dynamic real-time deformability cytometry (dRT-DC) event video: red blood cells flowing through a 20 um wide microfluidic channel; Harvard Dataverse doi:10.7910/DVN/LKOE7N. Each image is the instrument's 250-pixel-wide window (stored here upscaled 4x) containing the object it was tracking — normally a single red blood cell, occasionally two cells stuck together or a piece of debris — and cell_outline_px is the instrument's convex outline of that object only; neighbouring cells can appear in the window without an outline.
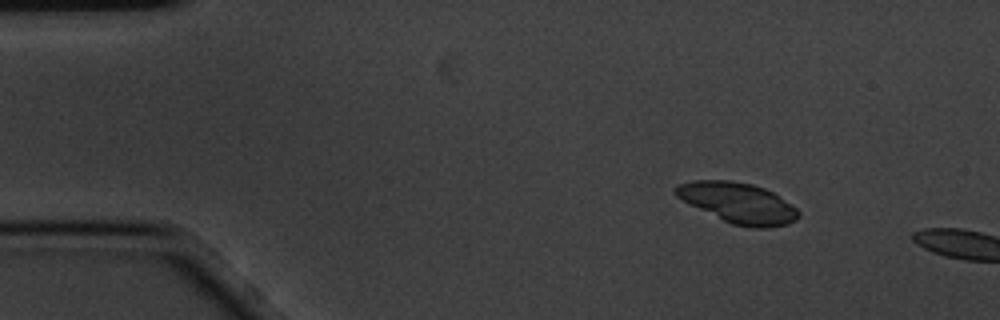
{"species": "common noctule bat (a hibernating species)", "species_latin": "Nyctalus noctula", "temperature_condition": "cold", "stored_images_in_passage": 6, "camera_frame_rate_fps": 3000, "um_per_image_px": 0.085, "animal": {"sex": "male", "body_mass_g": 20.1, "forearm_length_mm": 53.5}, "frame": {"image": 1, "passage_image": 2, "time_ms": 0.333, "image_size_px": [1000, 320], "cell_outline_px": [[800, 216], [796, 220], [788, 224], [768, 228], [752, 228], [732, 224], [676, 196], [672, 192], [672, 188], [680, 184], [692, 180], [732, 180], [752, 184], [764, 188], [772, 192], [796, 208], [800, 212]], "centroid_in_image_um": [62.76, 17.24], "position_along_channel_um": 22.2, "area_um2": 28.67}}